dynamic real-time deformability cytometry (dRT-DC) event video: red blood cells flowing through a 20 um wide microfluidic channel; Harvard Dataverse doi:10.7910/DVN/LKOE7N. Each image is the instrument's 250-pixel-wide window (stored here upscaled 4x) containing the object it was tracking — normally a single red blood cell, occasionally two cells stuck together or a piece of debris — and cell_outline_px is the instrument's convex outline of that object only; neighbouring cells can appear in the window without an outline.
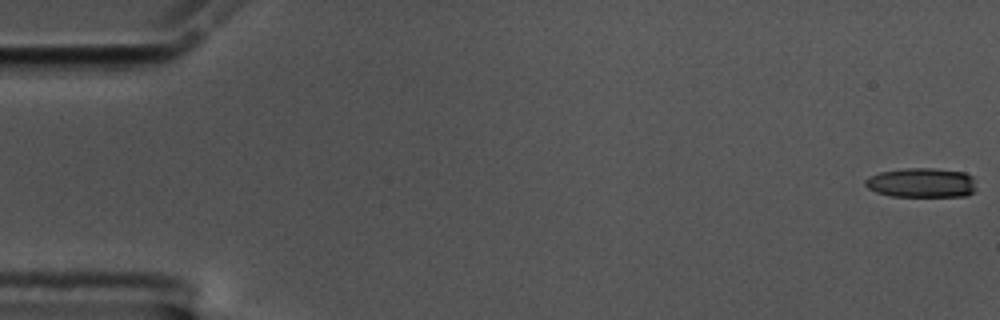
{"species": "common noctule bat (a hibernating species)", "species_latin": "Nyctalus noctula", "temperature_condition": "cold", "stored_images_in_passage": 57, "camera_frame_rate_fps": 3000, "um_per_image_px": 0.085, "animal": {"sex": "male", "body_mass_g": 17.5, "forearm_length_mm": 52.3}, "frame": {"image": 1, "passage_image": 1, "time_ms": 0.0, "image_size_px": [1000, 320], "cell_outline_px": [[976, 192], [968, 196], [892, 196], [876, 192], [868, 188], [864, 184], [864, 180], [868, 176], [880, 172], [904, 168], [932, 168], [964, 172], [972, 176], [976, 188]], "centroid_in_image_um": [78.34, 15.53], "position_along_channel_um": 6.7, "area_um2": 19.31}}
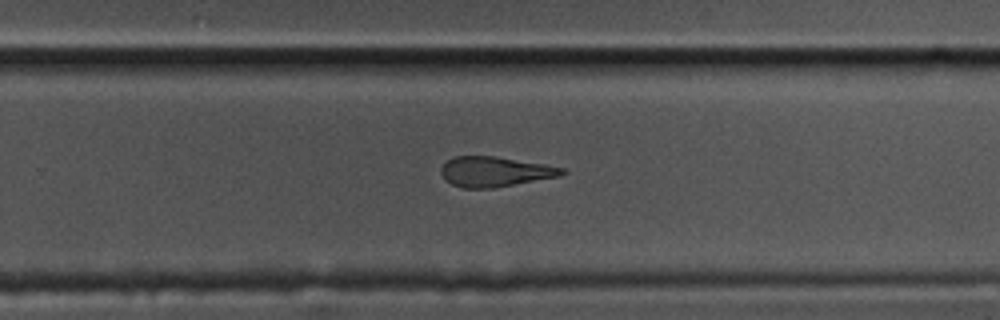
{"frame": {"image": 2, "passage_image": 37, "time_ms": 12.0, "image_size_px": [1000, 320], "cell_outline_px": [[568, 172], [560, 176], [492, 188], [464, 188], [452, 184], [444, 180], [440, 172], [440, 168], [448, 160], [456, 156], [492, 156], [544, 164], [564, 168]], "centroid_in_image_um": [42.05, 14.59], "position_along_channel_um": 287.8, "area_um2": 21.04}}
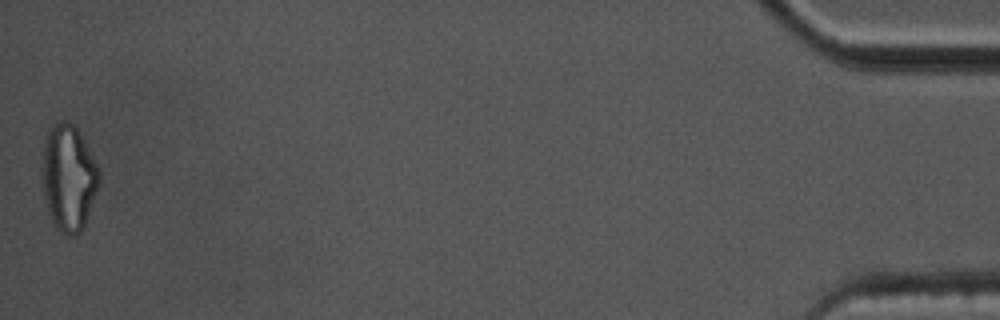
{"frame": {"image": 3, "passage_image": 57, "time_ms": 18.667, "image_size_px": [1000, 320], "cell_outline_px": [[100, 180], [84, 224], [80, 232], [76, 236], [68, 236], [60, 232], [52, 224], [48, 212], [44, 196], [44, 144], [48, 132], [52, 124], [56, 120], [64, 120], [72, 124], [76, 128], [96, 164], [100, 172]], "centroid_in_image_um": [5.82, 15.14], "position_along_channel_um": 429.4, "area_um2": 34.45}, "authors_computed_cell_mechanics": {"area_um2": 22.0796, "velocity_mm_per_s": 3.5551, "shape_relaxation_time_tau1_ms": null, "shape_relaxation_time_tau2_ms": 4.166, "deformation_change_tau1": null, "deformation_change_tau2": 0.1537}}